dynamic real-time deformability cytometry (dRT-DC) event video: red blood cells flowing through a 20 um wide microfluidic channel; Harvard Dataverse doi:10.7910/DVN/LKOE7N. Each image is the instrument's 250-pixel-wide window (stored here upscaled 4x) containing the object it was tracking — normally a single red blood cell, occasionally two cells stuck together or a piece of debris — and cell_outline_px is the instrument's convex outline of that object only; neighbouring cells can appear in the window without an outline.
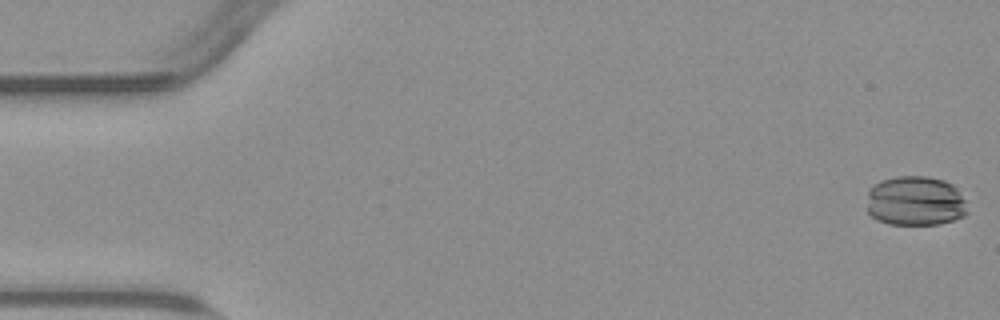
{"species": "common noctule bat (a hibernating species)", "species_latin": "Nyctalus noctula", "temperature_condition": "warm", "stored_images_in_passage": 56, "segment_of_instrument_passage": [1, 2], "camera_frame_rate_fps": 3000, "um_per_image_px": 0.085, "animal": {"sex": "male", "body_mass_g": 23.1, "forearm_length_mm": 52.7}, "frame": {"image": 1, "passage_image": 1, "time_ms": 0.0, "image_size_px": [1000, 320], "cell_outline_px": [[968, 212], [964, 216], [940, 224], [888, 224], [876, 220], [868, 212], [868, 188], [880, 180], [896, 176], [924, 176], [944, 180], [952, 184], [956, 188], [964, 200]], "centroid_in_image_um": [77.78, 17.08], "position_along_channel_um": 7.2, "area_um2": 29.3}}
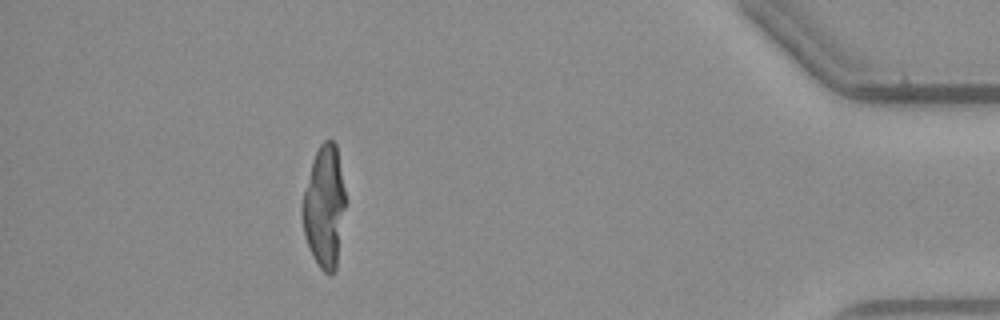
{"frame": {"image": 2, "passage_image": 49, "time_ms": 16.0, "image_size_px": [1000, 320], "cell_outline_px": [[344, 208], [336, 268], [332, 272], [324, 272], [320, 268], [312, 256], [304, 236], [300, 208], [312, 160], [320, 144], [324, 140], [332, 140], [336, 144], [344, 188]], "centroid_in_image_um": [27.53, 17.55], "position_along_channel_um": 407.7, "area_um2": 30.23}}